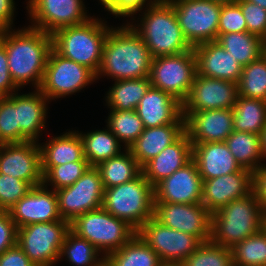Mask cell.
I'll list each match as a JSON object with an SVG mask.
<instances>
[{
    "label": "cell",
    "mask_w": 266,
    "mask_h": 266,
    "mask_svg": "<svg viewBox=\"0 0 266 266\" xmlns=\"http://www.w3.org/2000/svg\"><path fill=\"white\" fill-rule=\"evenodd\" d=\"M202 199V179L192 159L154 187V202L198 204Z\"/></svg>",
    "instance_id": "cell-20"
},
{
    "label": "cell",
    "mask_w": 266,
    "mask_h": 266,
    "mask_svg": "<svg viewBox=\"0 0 266 266\" xmlns=\"http://www.w3.org/2000/svg\"><path fill=\"white\" fill-rule=\"evenodd\" d=\"M98 254L100 253L93 244L70 229L62 245L60 259L67 256L66 258L74 266H101L105 258H97Z\"/></svg>",
    "instance_id": "cell-38"
},
{
    "label": "cell",
    "mask_w": 266,
    "mask_h": 266,
    "mask_svg": "<svg viewBox=\"0 0 266 266\" xmlns=\"http://www.w3.org/2000/svg\"><path fill=\"white\" fill-rule=\"evenodd\" d=\"M216 41L243 67L264 54V40L249 32L218 34Z\"/></svg>",
    "instance_id": "cell-30"
},
{
    "label": "cell",
    "mask_w": 266,
    "mask_h": 266,
    "mask_svg": "<svg viewBox=\"0 0 266 266\" xmlns=\"http://www.w3.org/2000/svg\"><path fill=\"white\" fill-rule=\"evenodd\" d=\"M253 192V172L241 168L238 172L202 181L201 203L215 213L233 200Z\"/></svg>",
    "instance_id": "cell-18"
},
{
    "label": "cell",
    "mask_w": 266,
    "mask_h": 266,
    "mask_svg": "<svg viewBox=\"0 0 266 266\" xmlns=\"http://www.w3.org/2000/svg\"><path fill=\"white\" fill-rule=\"evenodd\" d=\"M266 164L253 172V192L266 213Z\"/></svg>",
    "instance_id": "cell-50"
},
{
    "label": "cell",
    "mask_w": 266,
    "mask_h": 266,
    "mask_svg": "<svg viewBox=\"0 0 266 266\" xmlns=\"http://www.w3.org/2000/svg\"><path fill=\"white\" fill-rule=\"evenodd\" d=\"M196 73L192 48L176 55L153 58L149 78L152 87L171 94L182 103L190 92Z\"/></svg>",
    "instance_id": "cell-10"
},
{
    "label": "cell",
    "mask_w": 266,
    "mask_h": 266,
    "mask_svg": "<svg viewBox=\"0 0 266 266\" xmlns=\"http://www.w3.org/2000/svg\"><path fill=\"white\" fill-rule=\"evenodd\" d=\"M197 74L238 83L243 66L219 42L210 41L193 47Z\"/></svg>",
    "instance_id": "cell-22"
},
{
    "label": "cell",
    "mask_w": 266,
    "mask_h": 266,
    "mask_svg": "<svg viewBox=\"0 0 266 266\" xmlns=\"http://www.w3.org/2000/svg\"><path fill=\"white\" fill-rule=\"evenodd\" d=\"M242 10L247 25V32L262 38L266 37V10L246 0L236 2Z\"/></svg>",
    "instance_id": "cell-45"
},
{
    "label": "cell",
    "mask_w": 266,
    "mask_h": 266,
    "mask_svg": "<svg viewBox=\"0 0 266 266\" xmlns=\"http://www.w3.org/2000/svg\"><path fill=\"white\" fill-rule=\"evenodd\" d=\"M16 90L18 91V87L9 72L6 49L0 42V97L10 96Z\"/></svg>",
    "instance_id": "cell-48"
},
{
    "label": "cell",
    "mask_w": 266,
    "mask_h": 266,
    "mask_svg": "<svg viewBox=\"0 0 266 266\" xmlns=\"http://www.w3.org/2000/svg\"><path fill=\"white\" fill-rule=\"evenodd\" d=\"M225 143L241 168L254 172L263 165L261 163L263 157L259 135L250 132L233 131L227 137Z\"/></svg>",
    "instance_id": "cell-32"
},
{
    "label": "cell",
    "mask_w": 266,
    "mask_h": 266,
    "mask_svg": "<svg viewBox=\"0 0 266 266\" xmlns=\"http://www.w3.org/2000/svg\"><path fill=\"white\" fill-rule=\"evenodd\" d=\"M82 142L84 157L90 166L96 167L99 163L116 157L121 153L118 138L109 130H96L87 134L79 133Z\"/></svg>",
    "instance_id": "cell-35"
},
{
    "label": "cell",
    "mask_w": 266,
    "mask_h": 266,
    "mask_svg": "<svg viewBox=\"0 0 266 266\" xmlns=\"http://www.w3.org/2000/svg\"><path fill=\"white\" fill-rule=\"evenodd\" d=\"M264 54L266 55V41H264Z\"/></svg>",
    "instance_id": "cell-56"
},
{
    "label": "cell",
    "mask_w": 266,
    "mask_h": 266,
    "mask_svg": "<svg viewBox=\"0 0 266 266\" xmlns=\"http://www.w3.org/2000/svg\"><path fill=\"white\" fill-rule=\"evenodd\" d=\"M102 208L137 231L153 217L154 187L141 173L132 181L106 188Z\"/></svg>",
    "instance_id": "cell-6"
},
{
    "label": "cell",
    "mask_w": 266,
    "mask_h": 266,
    "mask_svg": "<svg viewBox=\"0 0 266 266\" xmlns=\"http://www.w3.org/2000/svg\"><path fill=\"white\" fill-rule=\"evenodd\" d=\"M0 173L26 181L31 187L42 185L41 151L38 142L1 144Z\"/></svg>",
    "instance_id": "cell-17"
},
{
    "label": "cell",
    "mask_w": 266,
    "mask_h": 266,
    "mask_svg": "<svg viewBox=\"0 0 266 266\" xmlns=\"http://www.w3.org/2000/svg\"><path fill=\"white\" fill-rule=\"evenodd\" d=\"M136 112L144 128L174 123L182 115V103L171 94L150 87L140 100Z\"/></svg>",
    "instance_id": "cell-25"
},
{
    "label": "cell",
    "mask_w": 266,
    "mask_h": 266,
    "mask_svg": "<svg viewBox=\"0 0 266 266\" xmlns=\"http://www.w3.org/2000/svg\"><path fill=\"white\" fill-rule=\"evenodd\" d=\"M82 0H29L28 13L34 20L32 27L47 34L58 29L82 24L90 18Z\"/></svg>",
    "instance_id": "cell-16"
},
{
    "label": "cell",
    "mask_w": 266,
    "mask_h": 266,
    "mask_svg": "<svg viewBox=\"0 0 266 266\" xmlns=\"http://www.w3.org/2000/svg\"><path fill=\"white\" fill-rule=\"evenodd\" d=\"M35 93H16V117L20 127V143L37 141L45 128L48 98L39 89Z\"/></svg>",
    "instance_id": "cell-27"
},
{
    "label": "cell",
    "mask_w": 266,
    "mask_h": 266,
    "mask_svg": "<svg viewBox=\"0 0 266 266\" xmlns=\"http://www.w3.org/2000/svg\"><path fill=\"white\" fill-rule=\"evenodd\" d=\"M193 145L185 132L176 142L164 148L142 167L145 178L155 187L192 160Z\"/></svg>",
    "instance_id": "cell-24"
},
{
    "label": "cell",
    "mask_w": 266,
    "mask_h": 266,
    "mask_svg": "<svg viewBox=\"0 0 266 266\" xmlns=\"http://www.w3.org/2000/svg\"><path fill=\"white\" fill-rule=\"evenodd\" d=\"M107 121V127L119 142H125V149H129L144 131L142 120L136 110H111Z\"/></svg>",
    "instance_id": "cell-39"
},
{
    "label": "cell",
    "mask_w": 266,
    "mask_h": 266,
    "mask_svg": "<svg viewBox=\"0 0 266 266\" xmlns=\"http://www.w3.org/2000/svg\"><path fill=\"white\" fill-rule=\"evenodd\" d=\"M174 7L183 36L193 48L218 38L222 4L210 0H168Z\"/></svg>",
    "instance_id": "cell-9"
},
{
    "label": "cell",
    "mask_w": 266,
    "mask_h": 266,
    "mask_svg": "<svg viewBox=\"0 0 266 266\" xmlns=\"http://www.w3.org/2000/svg\"><path fill=\"white\" fill-rule=\"evenodd\" d=\"M153 218L166 227L196 236L203 243L211 240L212 214L202 203L154 202Z\"/></svg>",
    "instance_id": "cell-14"
},
{
    "label": "cell",
    "mask_w": 266,
    "mask_h": 266,
    "mask_svg": "<svg viewBox=\"0 0 266 266\" xmlns=\"http://www.w3.org/2000/svg\"><path fill=\"white\" fill-rule=\"evenodd\" d=\"M17 243V227L8 211L0 210V255Z\"/></svg>",
    "instance_id": "cell-47"
},
{
    "label": "cell",
    "mask_w": 266,
    "mask_h": 266,
    "mask_svg": "<svg viewBox=\"0 0 266 266\" xmlns=\"http://www.w3.org/2000/svg\"><path fill=\"white\" fill-rule=\"evenodd\" d=\"M247 32V25L241 7L237 3L222 4L218 34Z\"/></svg>",
    "instance_id": "cell-44"
},
{
    "label": "cell",
    "mask_w": 266,
    "mask_h": 266,
    "mask_svg": "<svg viewBox=\"0 0 266 266\" xmlns=\"http://www.w3.org/2000/svg\"><path fill=\"white\" fill-rule=\"evenodd\" d=\"M250 3L257 4L266 10V0H246Z\"/></svg>",
    "instance_id": "cell-53"
},
{
    "label": "cell",
    "mask_w": 266,
    "mask_h": 266,
    "mask_svg": "<svg viewBox=\"0 0 266 266\" xmlns=\"http://www.w3.org/2000/svg\"><path fill=\"white\" fill-rule=\"evenodd\" d=\"M105 262L108 266H162L160 257L136 235L119 250L110 253Z\"/></svg>",
    "instance_id": "cell-33"
},
{
    "label": "cell",
    "mask_w": 266,
    "mask_h": 266,
    "mask_svg": "<svg viewBox=\"0 0 266 266\" xmlns=\"http://www.w3.org/2000/svg\"><path fill=\"white\" fill-rule=\"evenodd\" d=\"M109 31L110 27L105 22L90 18L82 24L55 31L52 34V48L61 56L87 67L96 75Z\"/></svg>",
    "instance_id": "cell-5"
},
{
    "label": "cell",
    "mask_w": 266,
    "mask_h": 266,
    "mask_svg": "<svg viewBox=\"0 0 266 266\" xmlns=\"http://www.w3.org/2000/svg\"><path fill=\"white\" fill-rule=\"evenodd\" d=\"M238 95L248 98H257L266 101V55L242 68L237 83Z\"/></svg>",
    "instance_id": "cell-37"
},
{
    "label": "cell",
    "mask_w": 266,
    "mask_h": 266,
    "mask_svg": "<svg viewBox=\"0 0 266 266\" xmlns=\"http://www.w3.org/2000/svg\"><path fill=\"white\" fill-rule=\"evenodd\" d=\"M266 213L254 192L212 214L211 242L231 248L265 227Z\"/></svg>",
    "instance_id": "cell-4"
},
{
    "label": "cell",
    "mask_w": 266,
    "mask_h": 266,
    "mask_svg": "<svg viewBox=\"0 0 266 266\" xmlns=\"http://www.w3.org/2000/svg\"><path fill=\"white\" fill-rule=\"evenodd\" d=\"M234 266H266V227L230 248Z\"/></svg>",
    "instance_id": "cell-36"
},
{
    "label": "cell",
    "mask_w": 266,
    "mask_h": 266,
    "mask_svg": "<svg viewBox=\"0 0 266 266\" xmlns=\"http://www.w3.org/2000/svg\"><path fill=\"white\" fill-rule=\"evenodd\" d=\"M70 229L93 244L104 258L127 244L137 233L126 221L102 207L86 212L70 223Z\"/></svg>",
    "instance_id": "cell-7"
},
{
    "label": "cell",
    "mask_w": 266,
    "mask_h": 266,
    "mask_svg": "<svg viewBox=\"0 0 266 266\" xmlns=\"http://www.w3.org/2000/svg\"><path fill=\"white\" fill-rule=\"evenodd\" d=\"M70 223L65 220L34 223L17 228V244L35 266H53L60 261V252Z\"/></svg>",
    "instance_id": "cell-8"
},
{
    "label": "cell",
    "mask_w": 266,
    "mask_h": 266,
    "mask_svg": "<svg viewBox=\"0 0 266 266\" xmlns=\"http://www.w3.org/2000/svg\"><path fill=\"white\" fill-rule=\"evenodd\" d=\"M238 96L237 83L196 73L190 92L182 102V116L186 118L197 111L233 109Z\"/></svg>",
    "instance_id": "cell-15"
},
{
    "label": "cell",
    "mask_w": 266,
    "mask_h": 266,
    "mask_svg": "<svg viewBox=\"0 0 266 266\" xmlns=\"http://www.w3.org/2000/svg\"><path fill=\"white\" fill-rule=\"evenodd\" d=\"M90 167L84 157L81 161L68 162L58 166H41L43 173V184L50 182L53 190L73 185Z\"/></svg>",
    "instance_id": "cell-40"
},
{
    "label": "cell",
    "mask_w": 266,
    "mask_h": 266,
    "mask_svg": "<svg viewBox=\"0 0 266 266\" xmlns=\"http://www.w3.org/2000/svg\"><path fill=\"white\" fill-rule=\"evenodd\" d=\"M137 234L163 263H182L203 243L198 237L166 227L153 217L137 230Z\"/></svg>",
    "instance_id": "cell-13"
},
{
    "label": "cell",
    "mask_w": 266,
    "mask_h": 266,
    "mask_svg": "<svg viewBox=\"0 0 266 266\" xmlns=\"http://www.w3.org/2000/svg\"><path fill=\"white\" fill-rule=\"evenodd\" d=\"M149 4V5H148ZM139 26L141 36L153 58L176 55L192 49L179 26L173 5L168 0H150Z\"/></svg>",
    "instance_id": "cell-3"
},
{
    "label": "cell",
    "mask_w": 266,
    "mask_h": 266,
    "mask_svg": "<svg viewBox=\"0 0 266 266\" xmlns=\"http://www.w3.org/2000/svg\"><path fill=\"white\" fill-rule=\"evenodd\" d=\"M14 1L13 0H0V30L12 29L14 16Z\"/></svg>",
    "instance_id": "cell-51"
},
{
    "label": "cell",
    "mask_w": 266,
    "mask_h": 266,
    "mask_svg": "<svg viewBox=\"0 0 266 266\" xmlns=\"http://www.w3.org/2000/svg\"><path fill=\"white\" fill-rule=\"evenodd\" d=\"M101 266H108V265L106 264V262H104Z\"/></svg>",
    "instance_id": "cell-57"
},
{
    "label": "cell",
    "mask_w": 266,
    "mask_h": 266,
    "mask_svg": "<svg viewBox=\"0 0 266 266\" xmlns=\"http://www.w3.org/2000/svg\"><path fill=\"white\" fill-rule=\"evenodd\" d=\"M233 131L232 109L191 112L185 118V132L188 134L192 145L225 142Z\"/></svg>",
    "instance_id": "cell-21"
},
{
    "label": "cell",
    "mask_w": 266,
    "mask_h": 266,
    "mask_svg": "<svg viewBox=\"0 0 266 266\" xmlns=\"http://www.w3.org/2000/svg\"><path fill=\"white\" fill-rule=\"evenodd\" d=\"M185 133V118L181 115L174 123L144 128L129 148L138 164L143 167L164 148L172 145Z\"/></svg>",
    "instance_id": "cell-23"
},
{
    "label": "cell",
    "mask_w": 266,
    "mask_h": 266,
    "mask_svg": "<svg viewBox=\"0 0 266 266\" xmlns=\"http://www.w3.org/2000/svg\"><path fill=\"white\" fill-rule=\"evenodd\" d=\"M0 266H35L16 243L0 255Z\"/></svg>",
    "instance_id": "cell-49"
},
{
    "label": "cell",
    "mask_w": 266,
    "mask_h": 266,
    "mask_svg": "<svg viewBox=\"0 0 266 266\" xmlns=\"http://www.w3.org/2000/svg\"><path fill=\"white\" fill-rule=\"evenodd\" d=\"M260 143H261V151H262V157L266 158V125L262 129V132L260 133Z\"/></svg>",
    "instance_id": "cell-52"
},
{
    "label": "cell",
    "mask_w": 266,
    "mask_h": 266,
    "mask_svg": "<svg viewBox=\"0 0 266 266\" xmlns=\"http://www.w3.org/2000/svg\"><path fill=\"white\" fill-rule=\"evenodd\" d=\"M183 266H234L230 248L211 241L202 243L182 263Z\"/></svg>",
    "instance_id": "cell-41"
},
{
    "label": "cell",
    "mask_w": 266,
    "mask_h": 266,
    "mask_svg": "<svg viewBox=\"0 0 266 266\" xmlns=\"http://www.w3.org/2000/svg\"><path fill=\"white\" fill-rule=\"evenodd\" d=\"M213 2H218L220 4H229V3H236L237 0H210Z\"/></svg>",
    "instance_id": "cell-54"
},
{
    "label": "cell",
    "mask_w": 266,
    "mask_h": 266,
    "mask_svg": "<svg viewBox=\"0 0 266 266\" xmlns=\"http://www.w3.org/2000/svg\"><path fill=\"white\" fill-rule=\"evenodd\" d=\"M40 147L41 166H58L68 162L81 161L84 158L83 142L79 132L69 131L53 137Z\"/></svg>",
    "instance_id": "cell-28"
},
{
    "label": "cell",
    "mask_w": 266,
    "mask_h": 266,
    "mask_svg": "<svg viewBox=\"0 0 266 266\" xmlns=\"http://www.w3.org/2000/svg\"><path fill=\"white\" fill-rule=\"evenodd\" d=\"M232 110L234 131L260 135L266 125V101L238 96Z\"/></svg>",
    "instance_id": "cell-34"
},
{
    "label": "cell",
    "mask_w": 266,
    "mask_h": 266,
    "mask_svg": "<svg viewBox=\"0 0 266 266\" xmlns=\"http://www.w3.org/2000/svg\"><path fill=\"white\" fill-rule=\"evenodd\" d=\"M104 190L98 169L90 166L73 185L55 191L60 217L71 223L80 215L101 208Z\"/></svg>",
    "instance_id": "cell-12"
},
{
    "label": "cell",
    "mask_w": 266,
    "mask_h": 266,
    "mask_svg": "<svg viewBox=\"0 0 266 266\" xmlns=\"http://www.w3.org/2000/svg\"><path fill=\"white\" fill-rule=\"evenodd\" d=\"M162 266H183L181 263H163Z\"/></svg>",
    "instance_id": "cell-55"
},
{
    "label": "cell",
    "mask_w": 266,
    "mask_h": 266,
    "mask_svg": "<svg viewBox=\"0 0 266 266\" xmlns=\"http://www.w3.org/2000/svg\"><path fill=\"white\" fill-rule=\"evenodd\" d=\"M150 87L149 77L115 81L107 92L106 103L111 110H136Z\"/></svg>",
    "instance_id": "cell-31"
},
{
    "label": "cell",
    "mask_w": 266,
    "mask_h": 266,
    "mask_svg": "<svg viewBox=\"0 0 266 266\" xmlns=\"http://www.w3.org/2000/svg\"><path fill=\"white\" fill-rule=\"evenodd\" d=\"M96 168L100 173L104 189L132 181L142 173V167L129 149H126L125 153L102 161Z\"/></svg>",
    "instance_id": "cell-29"
},
{
    "label": "cell",
    "mask_w": 266,
    "mask_h": 266,
    "mask_svg": "<svg viewBox=\"0 0 266 266\" xmlns=\"http://www.w3.org/2000/svg\"><path fill=\"white\" fill-rule=\"evenodd\" d=\"M8 212L17 228L62 220L55 190H48L45 184L32 187Z\"/></svg>",
    "instance_id": "cell-19"
},
{
    "label": "cell",
    "mask_w": 266,
    "mask_h": 266,
    "mask_svg": "<svg viewBox=\"0 0 266 266\" xmlns=\"http://www.w3.org/2000/svg\"><path fill=\"white\" fill-rule=\"evenodd\" d=\"M104 9L117 16H132L142 10L147 0H99Z\"/></svg>",
    "instance_id": "cell-46"
},
{
    "label": "cell",
    "mask_w": 266,
    "mask_h": 266,
    "mask_svg": "<svg viewBox=\"0 0 266 266\" xmlns=\"http://www.w3.org/2000/svg\"><path fill=\"white\" fill-rule=\"evenodd\" d=\"M31 188L26 181L0 173V210L9 211Z\"/></svg>",
    "instance_id": "cell-43"
},
{
    "label": "cell",
    "mask_w": 266,
    "mask_h": 266,
    "mask_svg": "<svg viewBox=\"0 0 266 266\" xmlns=\"http://www.w3.org/2000/svg\"><path fill=\"white\" fill-rule=\"evenodd\" d=\"M0 42L5 46L14 84L20 88L33 82L34 87L39 89L52 49V35L29 26L13 32L2 30Z\"/></svg>",
    "instance_id": "cell-1"
},
{
    "label": "cell",
    "mask_w": 266,
    "mask_h": 266,
    "mask_svg": "<svg viewBox=\"0 0 266 266\" xmlns=\"http://www.w3.org/2000/svg\"><path fill=\"white\" fill-rule=\"evenodd\" d=\"M153 57L141 36L129 24L110 28L96 79L107 75L116 81L147 78Z\"/></svg>",
    "instance_id": "cell-2"
},
{
    "label": "cell",
    "mask_w": 266,
    "mask_h": 266,
    "mask_svg": "<svg viewBox=\"0 0 266 266\" xmlns=\"http://www.w3.org/2000/svg\"><path fill=\"white\" fill-rule=\"evenodd\" d=\"M0 143H20L15 92L10 96L0 97Z\"/></svg>",
    "instance_id": "cell-42"
},
{
    "label": "cell",
    "mask_w": 266,
    "mask_h": 266,
    "mask_svg": "<svg viewBox=\"0 0 266 266\" xmlns=\"http://www.w3.org/2000/svg\"><path fill=\"white\" fill-rule=\"evenodd\" d=\"M202 181L238 172L236 162L225 142H207L193 145V157Z\"/></svg>",
    "instance_id": "cell-26"
},
{
    "label": "cell",
    "mask_w": 266,
    "mask_h": 266,
    "mask_svg": "<svg viewBox=\"0 0 266 266\" xmlns=\"http://www.w3.org/2000/svg\"><path fill=\"white\" fill-rule=\"evenodd\" d=\"M95 80L90 69L61 56L52 48L39 90L51 100L80 91Z\"/></svg>",
    "instance_id": "cell-11"
}]
</instances>
